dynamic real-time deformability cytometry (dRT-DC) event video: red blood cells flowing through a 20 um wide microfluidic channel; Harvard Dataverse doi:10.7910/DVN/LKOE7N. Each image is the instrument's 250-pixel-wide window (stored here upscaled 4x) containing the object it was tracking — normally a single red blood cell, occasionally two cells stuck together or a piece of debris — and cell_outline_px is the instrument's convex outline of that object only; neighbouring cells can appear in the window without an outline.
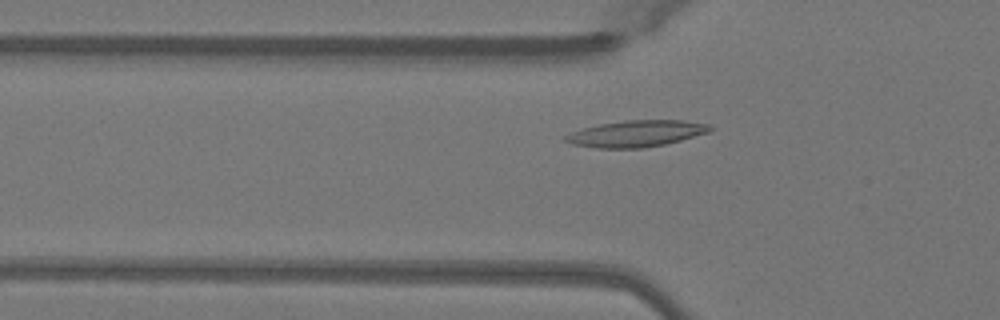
{"species": "Egyptian fruit bat (a non-hibernating species)", "species_latin": "Rousettus aegyptiacus", "temperature_condition": "warm", "stored_images_in_passage": 46, "camera_frame_rate_fps": 3000, "um_per_image_px": 0.085, "animal": {"sex": "female"}, "frame": {"image": 1, "passage_image": 13, "time_ms": 4.0, "image_size_px": [1000, 320], "cell_outline_px": [[712, 128], [708, 132], [680, 140], [664, 144], [644, 148], [596, 148], [572, 144], [564, 140], [564, 136], [572, 132], [584, 128], [600, 124], [624, 120], [684, 120], [712, 124]], "centroid_in_image_um": [54.09, 11.35], "position_along_channel_um": 71.7, "area_um2": 22.2}}
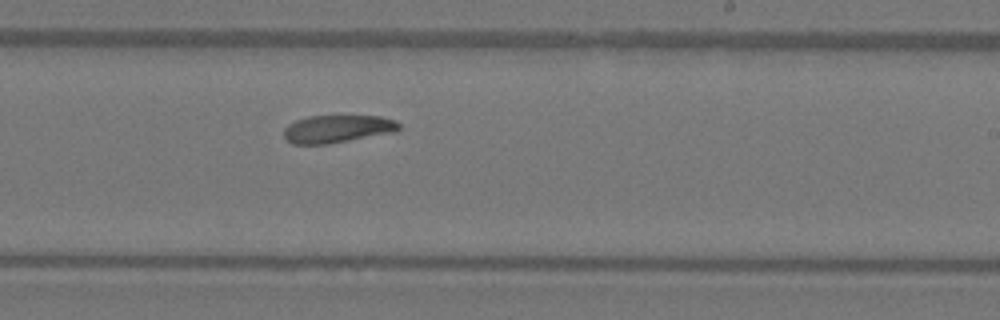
{"frame": {"image": 2, "passage_image": 27, "time_ms": 8.667, "image_size_px": [1000, 320], "cell_outline_px": [[400, 128], [396, 132], [328, 144], [292, 144], [284, 136], [284, 128], [288, 124], [296, 120], [308, 116], [380, 116], [396, 120], [400, 124]], "centroid_in_image_um": [28.7, 10.95], "position_along_channel_um": 260.3, "area_um2": 18.67}}
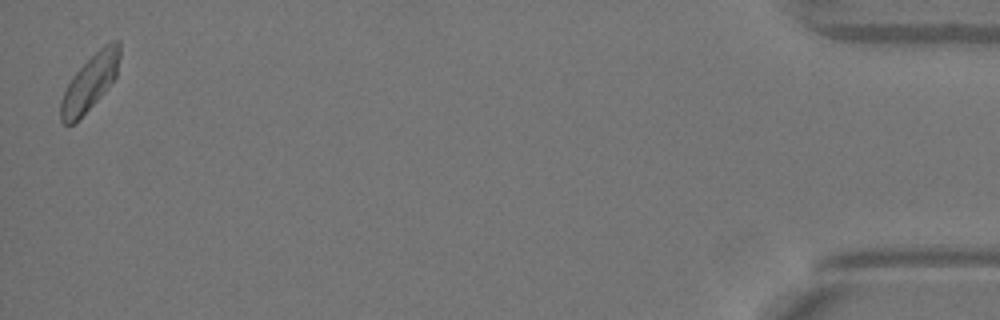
{"frame": {"image": 3, "passage_image": 46, "time_ms": 15.0, "image_size_px": [1000, 320], "cell_outline_px": [[120, 56], [116, 76], [104, 92], [72, 124], [64, 124], [60, 120], [60, 100], [72, 76], [104, 44], [112, 40], [120, 40]], "centroid_in_image_um": [7.65, 6.97], "position_along_channel_um": 427.5, "area_um2": 18.61}}